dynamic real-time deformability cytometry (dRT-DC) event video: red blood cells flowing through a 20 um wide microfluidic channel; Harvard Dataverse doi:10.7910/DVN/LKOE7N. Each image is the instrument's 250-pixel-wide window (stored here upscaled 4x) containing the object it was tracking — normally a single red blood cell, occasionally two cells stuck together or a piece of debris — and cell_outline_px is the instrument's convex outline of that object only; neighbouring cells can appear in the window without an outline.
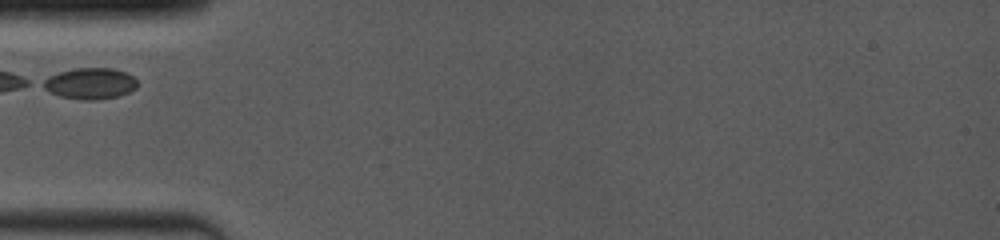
{"species": "common noctule bat (a hibernating species)", "species_latin": "Nyctalus noctula", "temperature_condition": "room temperature", "stored_images_in_passage": 2, "camera_frame_rate_fps": 4000, "um_per_image_px": 0.085, "animal": {"sex": "female", "body_mass_g": 19.0, "forearm_length_mm": 53.3}, "frame": {"image": 1, "passage_image": 1, "time_ms": 0.0, "image_size_px": [1000, 240], "cell_outline_px": [[136, 88], [120, 96], [96, 100], [84, 100], [60, 96], [36, 84], [60, 72], [72, 68], [112, 68], [124, 72], [132, 76], [136, 80]], "centroid_in_image_um": [7.64, 7.1], "position_along_channel_um": 77.4, "area_um2": 17.05}}